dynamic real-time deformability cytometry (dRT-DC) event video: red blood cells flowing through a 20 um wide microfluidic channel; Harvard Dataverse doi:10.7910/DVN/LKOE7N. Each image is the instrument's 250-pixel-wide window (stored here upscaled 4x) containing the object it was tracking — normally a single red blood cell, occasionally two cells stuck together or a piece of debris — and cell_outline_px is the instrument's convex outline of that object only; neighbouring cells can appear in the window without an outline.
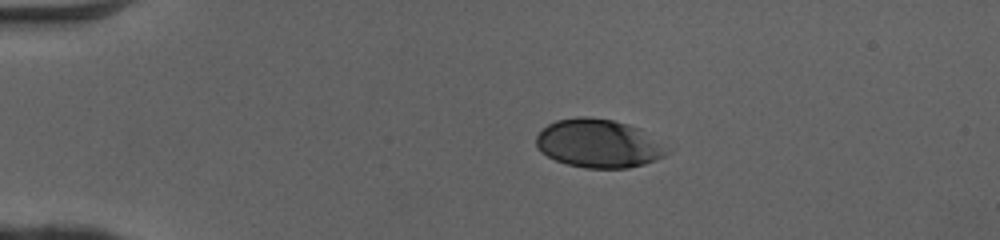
{"species": "human", "species_latin": "Homo sapiens", "temperature_condition": "cold", "stored_images_in_passage": 40, "camera_frame_rate_fps": 3000, "um_per_image_px": 0.085, "donor": {"sex": "female"}, "frame": {"image": 1, "passage_image": 1, "time_ms": 0.0, "image_size_px": [1000, 240], "cell_outline_px": [[668, 152], [664, 156], [656, 160], [644, 164], [628, 168], [584, 168], [568, 164], [556, 160], [540, 152], [536, 144], [536, 136], [548, 124], [556, 120], [576, 116], [588, 116], [612, 120], [628, 124], [640, 128], [664, 148]], "centroid_in_image_um": [50.82, 12.19], "position_along_channel_um": 34.2, "area_um2": 36.59}}
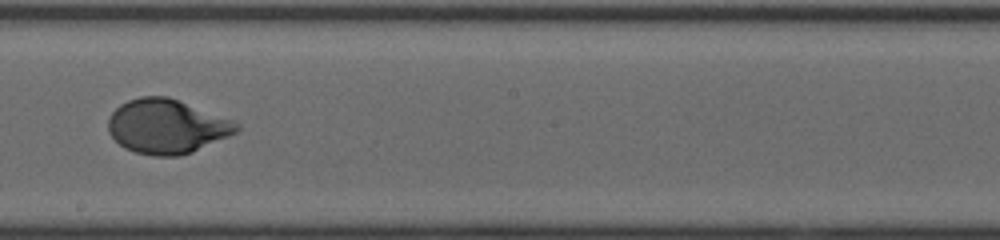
{"frame": {"image": 2, "passage_image": 20, "time_ms": 6.333, "image_size_px": [1000, 240], "cell_outline_px": [[240, 128], [236, 132], [228, 136], [192, 152], [180, 156], [152, 156], [136, 152], [124, 148], [108, 132], [108, 120], [112, 112], [120, 104], [128, 100], [140, 96], [168, 96], [232, 120], [240, 124]], "centroid_in_image_um": [14.15, 10.74], "position_along_channel_um": 234.0, "area_um2": 40.46}}
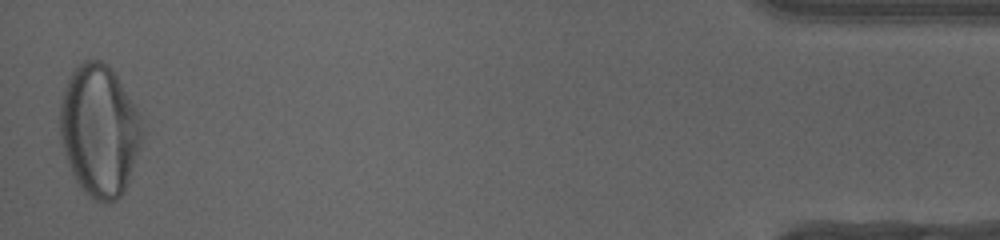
{"frame": {"image": 3, "passage_image": 40, "time_ms": 13.0, "image_size_px": [1000, 240], "cell_outline_px": [[144, 136], [140, 148], [124, 192], [116, 200], [108, 204], [104, 204], [88, 196], [84, 192], [76, 180], [68, 164], [60, 140], [60, 104], [64, 88], [76, 64], [84, 60], [100, 60], [108, 64], [140, 112], [144, 132]], "centroid_in_image_um": [8.46, 11.1], "position_along_channel_um": 426.7, "area_um2": 63.52}, "authors_computed_cell_mechanics": {"area_um2": 40.3444, "velocity_mm_per_s": 4.0872, "shape_relaxation_time_tau1_ms": 3.1976, "shape_relaxation_time_tau2_ms": null, "deformation_change_tau1": 0.1852, "deformation_change_tau2": null}}